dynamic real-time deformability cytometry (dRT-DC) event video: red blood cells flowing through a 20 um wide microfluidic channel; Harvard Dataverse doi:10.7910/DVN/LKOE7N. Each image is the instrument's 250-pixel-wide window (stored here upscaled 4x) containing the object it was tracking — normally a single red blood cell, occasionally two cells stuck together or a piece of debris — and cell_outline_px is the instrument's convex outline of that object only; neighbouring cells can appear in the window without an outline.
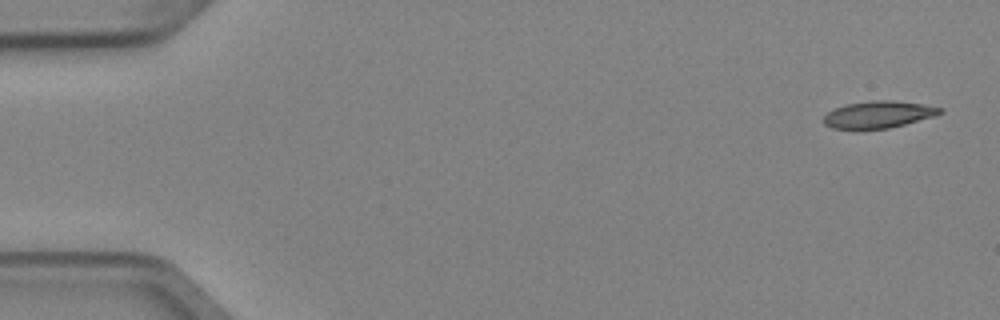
{"species": "Egyptian fruit bat (a non-hibernating species)", "species_latin": "Rousettus aegyptiacus", "temperature_condition": "cold", "stored_images_in_passage": 4, "camera_frame_rate_fps": 3000, "um_per_image_px": 0.085, "animal": {"sex": "female"}, "frame": {"image": 1, "passage_image": 1, "time_ms": 0.0, "image_size_px": [1000, 320], "cell_outline_px": [[944, 112], [932, 116], [904, 124], [888, 128], [832, 128], [824, 124], [824, 116], [828, 112], [836, 108], [848, 104], [872, 100], [888, 100], [924, 104], [944, 108]], "centroid_in_image_um": [74.69, 9.72], "position_along_channel_um": 10.3, "area_um2": 17.86}}
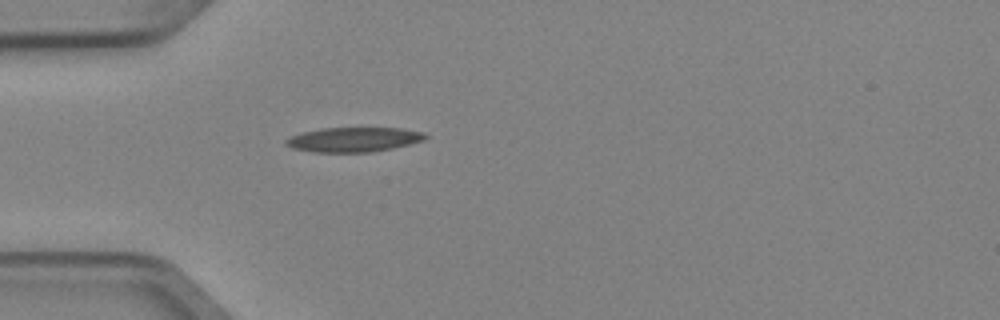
{"frame": {"image": 2, "passage_image": 4, "time_ms": 1.0, "image_size_px": [1000, 320], "cell_outline_px": [[428, 136], [424, 140], [392, 148], [372, 152], [312, 152], [292, 148], [284, 144], [284, 140], [288, 136], [320, 128], [400, 128], [424, 132]], "centroid_in_image_um": [30.02, 11.86], "position_along_channel_um": 55.0, "area_um2": 20.06}}